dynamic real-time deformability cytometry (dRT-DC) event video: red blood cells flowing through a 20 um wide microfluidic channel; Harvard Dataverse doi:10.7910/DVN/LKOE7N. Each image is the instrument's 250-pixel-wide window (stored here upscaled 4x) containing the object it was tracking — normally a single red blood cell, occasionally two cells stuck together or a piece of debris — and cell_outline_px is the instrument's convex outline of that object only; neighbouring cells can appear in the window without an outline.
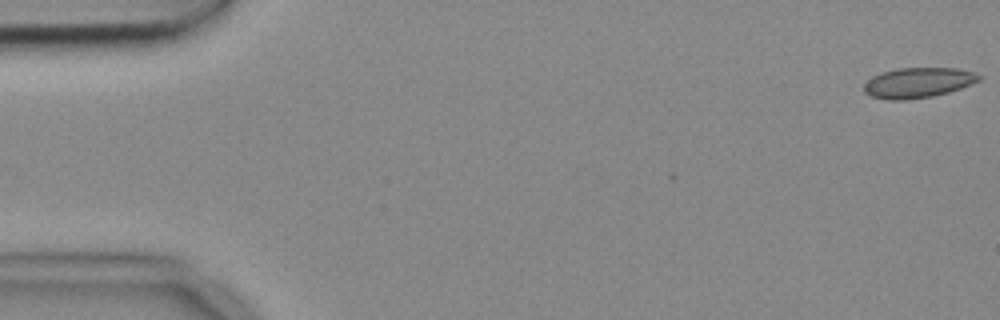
{"species": "common noctule bat (a hibernating species)", "species_latin": "Nyctalus noctula", "temperature_condition": "cold", "stored_images_in_passage": 5, "camera_frame_rate_fps": 3000, "um_per_image_px": 0.085, "animal": {"sex": "female", "body_mass_g": 18.4}, "frame": {"image": 1, "passage_image": 1, "time_ms": 0.0, "image_size_px": [1000, 320], "cell_outline_px": [[984, 76], [980, 80], [972, 84], [948, 92], [932, 96], [904, 100], [888, 100], [872, 96], [864, 92], [864, 84], [872, 76], [896, 68], [956, 68], [972, 72]], "centroid_in_image_um": [78.04, 7.02], "position_along_channel_um": 7.0, "area_um2": 20.17}}
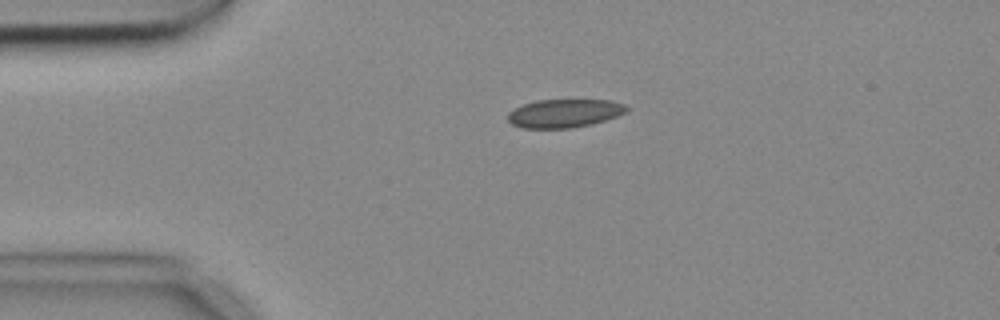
{"frame": {"image": 2, "passage_image": 4, "time_ms": 1.0, "image_size_px": [1000, 320], "cell_outline_px": [[628, 112], [592, 124], [572, 128], [520, 128], [512, 124], [508, 120], [508, 112], [524, 104], [536, 100], [608, 100], [624, 104], [628, 108]], "centroid_in_image_um": [47.96, 9.63], "position_along_channel_um": 37.0, "area_um2": 19.59}}